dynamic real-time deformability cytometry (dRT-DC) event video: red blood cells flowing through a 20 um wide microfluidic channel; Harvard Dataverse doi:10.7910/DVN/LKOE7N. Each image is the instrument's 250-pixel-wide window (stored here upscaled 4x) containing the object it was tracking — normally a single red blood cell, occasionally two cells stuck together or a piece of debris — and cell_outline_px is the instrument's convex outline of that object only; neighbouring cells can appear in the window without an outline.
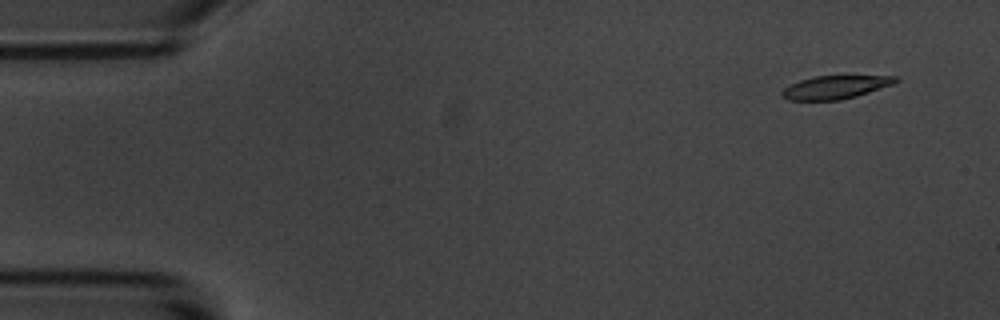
{"species": "common noctule bat (a hibernating species)", "species_latin": "Nyctalus noctula", "temperature_condition": "room temperature", "stored_images_in_passage": 10, "camera_frame_rate_fps": 3000, "um_per_image_px": 0.085, "animal": {"sex": "male", "body_mass_g": 20.1, "forearm_length_mm": 53.5}, "frame": {"image": 1, "passage_image": 1, "time_ms": 0.0, "image_size_px": [1000, 320], "cell_outline_px": [[900, 80], [892, 84], [856, 96], [840, 100], [788, 100], [780, 96], [780, 92], [784, 88], [800, 80], [816, 76], [896, 76]], "centroid_in_image_um": [70.96, 7.42], "position_along_channel_um": 14.0, "area_um2": 15.2}}
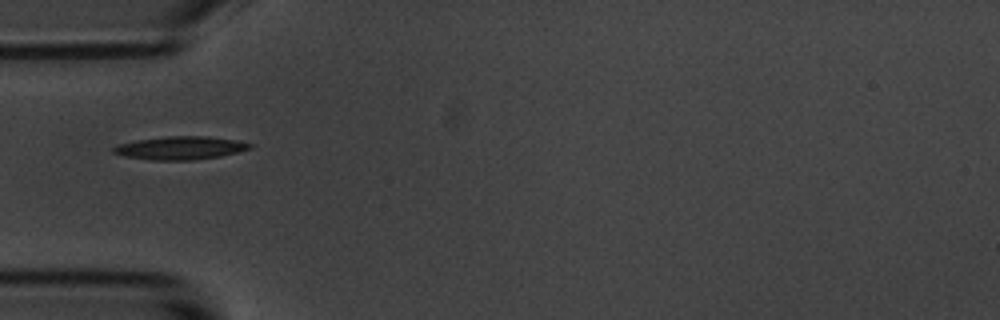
{"frame": {"image": 2, "passage_image": 5, "time_ms": 4.667, "image_size_px": [1000, 320], "cell_outline_px": [[252, 148], [220, 156], [196, 160], [152, 160], [128, 156], [112, 152], [112, 148], [120, 144], [136, 140], [168, 136], [208, 136], [236, 140], [252, 144]], "centroid_in_image_um": [15.36, 12.57], "position_along_channel_um": 69.6, "area_um2": 18.21}}
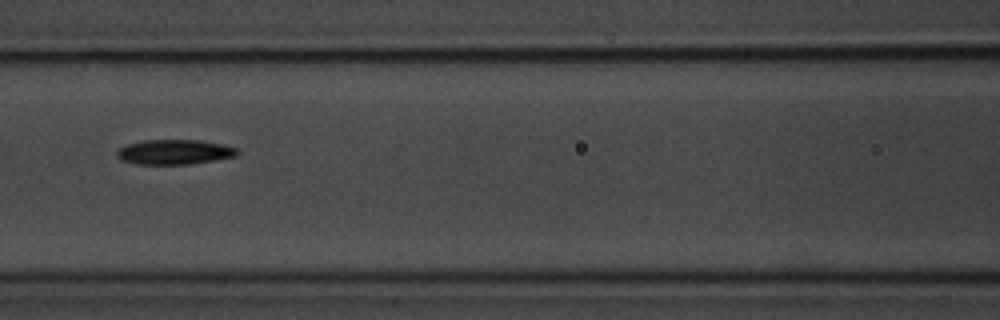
{"frame": {"image": 3, "passage_image": 7, "time_ms": 7.0, "image_size_px": [1000, 320], "cell_outline_px": [[240, 152], [236, 156], [188, 164], [136, 164], [120, 160], [116, 156], [116, 152], [120, 148], [128, 144], [144, 140], [200, 140], [224, 144], [236, 148]], "centroid_in_image_um": [14.82, 12.91], "position_along_channel_um": 151.8, "area_um2": 17.4}}